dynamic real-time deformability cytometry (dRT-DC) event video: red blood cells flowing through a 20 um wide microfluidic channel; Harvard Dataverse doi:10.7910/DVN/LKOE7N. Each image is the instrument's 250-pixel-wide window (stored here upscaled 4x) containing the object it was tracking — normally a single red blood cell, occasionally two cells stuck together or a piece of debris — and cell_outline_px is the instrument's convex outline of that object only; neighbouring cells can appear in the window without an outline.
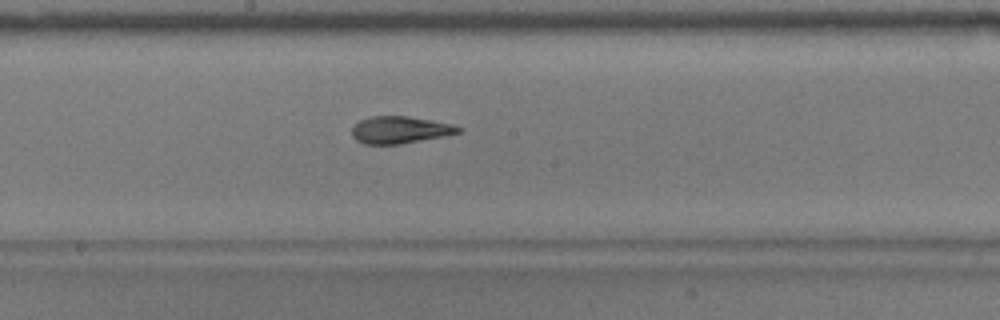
{"species": "common noctule bat (a hibernating species)", "species_latin": "Nyctalus noctula", "temperature_condition": "warm", "stored_images_in_passage": 47, "camera_frame_rate_fps": 3000, "um_per_image_px": 0.085, "animal": {"sex": "male", "body_mass_g": 17.9}, "frame": {"image": 1, "passage_image": 21, "time_ms": 6.667, "image_size_px": [1000, 320], "cell_outline_px": [[464, 128], [460, 132], [444, 136], [400, 144], [364, 144], [356, 140], [352, 136], [352, 128], [360, 120], [372, 116], [408, 116], [432, 120], [452, 124]], "centroid_in_image_um": [34.01, 11.04], "position_along_channel_um": 214.2, "area_um2": 16.82}}
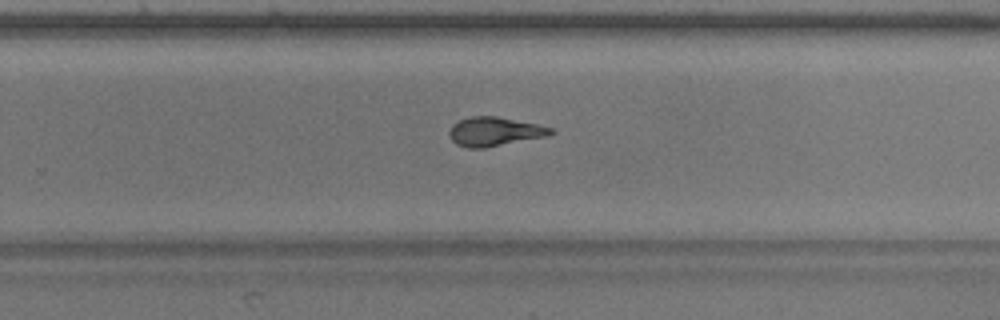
{"frame": {"image": 2, "passage_image": 27, "time_ms": 8.667, "image_size_px": [1000, 320], "cell_outline_px": [[556, 132], [548, 136], [484, 148], [468, 148], [456, 144], [448, 136], [448, 132], [452, 124], [468, 116], [496, 116], [536, 124], [552, 128]], "centroid_in_image_um": [42.01, 11.18], "position_along_channel_um": 287.8, "area_um2": 17.22}, "authors_computed_cell_mechanics": {"area_um2": 17.5712, "velocity_mm_per_s": 3.7034, "shape_relaxation_time_tau1_ms": 10.3475, "shape_relaxation_time_tau2_ms": 2.0997, "deformation_change_tau1": 0.2703, "deformation_change_tau2": 0.0797}}